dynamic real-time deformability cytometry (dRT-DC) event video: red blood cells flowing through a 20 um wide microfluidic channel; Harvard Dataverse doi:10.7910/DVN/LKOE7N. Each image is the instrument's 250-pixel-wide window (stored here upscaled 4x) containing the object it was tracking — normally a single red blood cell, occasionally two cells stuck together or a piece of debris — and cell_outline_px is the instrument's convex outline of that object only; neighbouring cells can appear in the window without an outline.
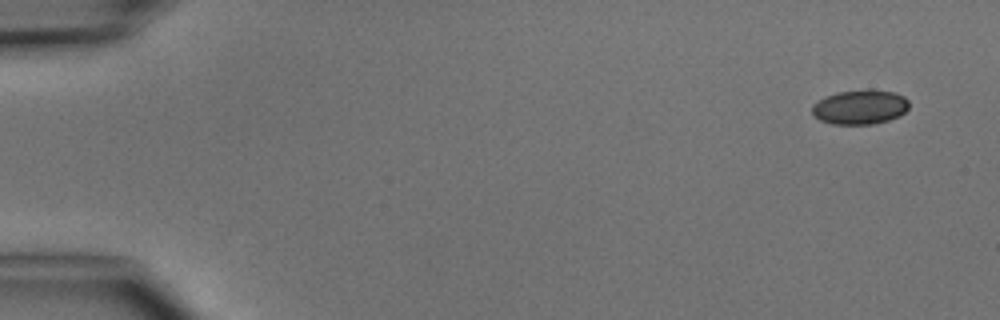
{"species": "common noctule bat (a hibernating species)", "species_latin": "Nyctalus noctula", "temperature_condition": "cold", "stored_images_in_passage": 7, "camera_frame_rate_fps": 3000, "um_per_image_px": 0.085, "animal": {"sex": "male", "body_mass_g": 15.6}, "frame": {"image": 1, "passage_image": 1, "time_ms": 0.0, "image_size_px": [1000, 320], "cell_outline_px": [[908, 108], [900, 116], [888, 120], [872, 124], [832, 124], [820, 120], [812, 116], [812, 104], [824, 96], [836, 92], [872, 88], [896, 92], [904, 96], [908, 100]], "centroid_in_image_um": [73.09, 9.08], "position_along_channel_um": 11.9, "area_um2": 19.94}}
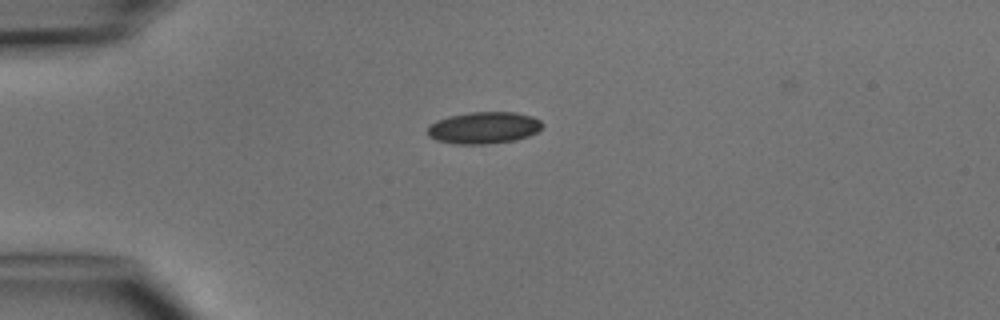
{"frame": {"image": 2, "passage_image": 4, "time_ms": 3.333, "image_size_px": [1000, 320], "cell_outline_px": [[540, 128], [536, 132], [528, 136], [512, 140], [484, 144], [452, 144], [436, 140], [428, 136], [428, 124], [436, 120], [448, 116], [468, 112], [516, 112], [532, 116], [540, 120]], "centroid_in_image_um": [41.05, 10.85], "position_along_channel_um": 43.9, "area_um2": 21.27}}